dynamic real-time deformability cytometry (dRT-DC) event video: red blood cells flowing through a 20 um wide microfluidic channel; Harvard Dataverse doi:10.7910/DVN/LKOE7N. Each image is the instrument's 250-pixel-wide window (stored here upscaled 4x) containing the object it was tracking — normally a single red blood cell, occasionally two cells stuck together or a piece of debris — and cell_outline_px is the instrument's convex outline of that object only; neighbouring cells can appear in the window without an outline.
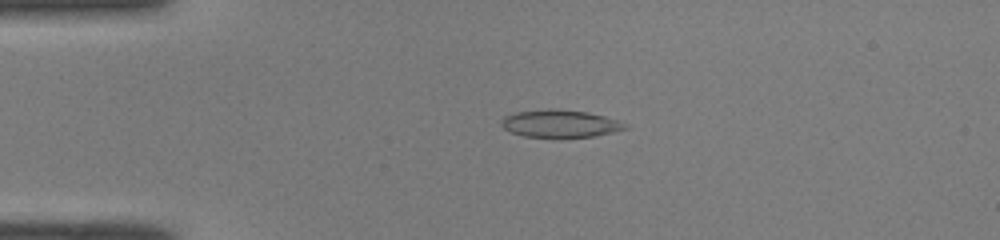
{"species": "common noctule bat (a hibernating species)", "species_latin": "Nyctalus noctula", "temperature_condition": "room temperature", "stored_images_in_passage": 50, "camera_frame_rate_fps": 3000, "um_per_image_px": 0.085, "animal": {"sex": "male", "body_mass_g": 19.0, "forearm_length_mm": 50.8}, "frame": {"image": 1, "passage_image": 12, "time_ms": 3.667, "image_size_px": [1000, 240], "cell_outline_px": [[628, 128], [596, 136], [524, 136], [512, 132], [504, 128], [500, 124], [500, 120], [504, 116], [516, 112], [552, 108], [556, 108], [588, 112], [604, 116], [628, 124]], "centroid_in_image_um": [47.6, 10.48], "position_along_channel_um": 37.4, "area_um2": 19.59}}
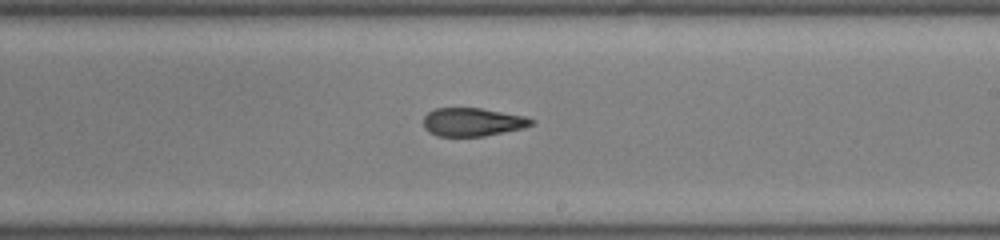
{"frame": {"image": 2, "passage_image": 30, "time_ms": 9.667, "image_size_px": [1000, 240], "cell_outline_px": [[536, 120], [532, 124], [520, 128], [484, 136], [436, 136], [428, 132], [424, 128], [424, 116], [428, 112], [436, 108], [480, 108], [524, 116]], "centroid_in_image_um": [40.12, 10.37], "position_along_channel_um": 248.9, "area_um2": 17.63}}
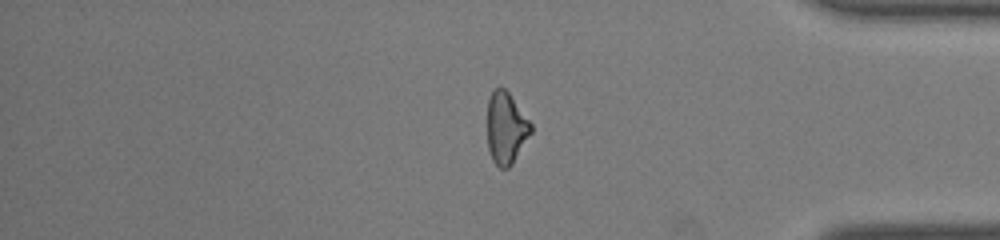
{"frame": {"image": 3, "passage_image": 42, "time_ms": 13.667, "image_size_px": [1000, 240], "cell_outline_px": [[532, 132], [512, 164], [508, 168], [500, 168], [492, 160], [488, 148], [488, 100], [492, 92], [496, 88], [504, 88], [508, 92], [532, 124]], "centroid_in_image_um": [43.02, 10.9], "position_along_channel_um": 392.2, "area_um2": 18.03}, "authors_computed_cell_mechanics": {"area_um2": 19.0451, "velocity_mm_per_s": 4.1266, "shape_relaxation_time_tau1_ms": 8.1199, "shape_relaxation_time_tau2_ms": 2.5204, "deformation_change_tau1": 0.2234, "deformation_change_tau2": 0.1175}}